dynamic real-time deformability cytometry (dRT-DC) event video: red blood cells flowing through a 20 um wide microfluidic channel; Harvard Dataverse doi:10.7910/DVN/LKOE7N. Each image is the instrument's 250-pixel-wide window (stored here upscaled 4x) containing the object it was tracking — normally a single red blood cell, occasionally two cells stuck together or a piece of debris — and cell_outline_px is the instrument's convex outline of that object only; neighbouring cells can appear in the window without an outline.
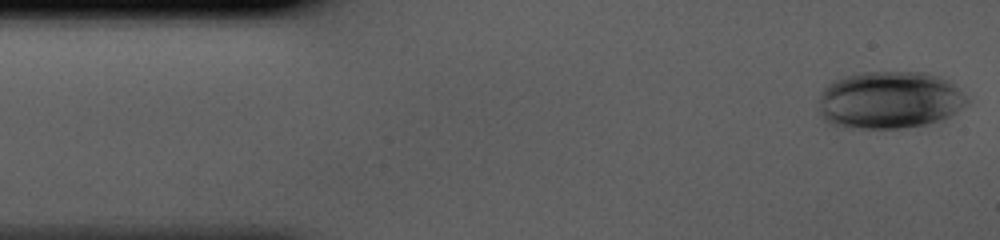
{"species": "human", "species_latin": "Homo sapiens", "temperature_condition": "cold", "stored_images_in_passage": 7, "camera_frame_rate_fps": 3000, "um_per_image_px": 0.085, "donor": {"sex": "male"}, "frame": {"image": 1, "passage_image": 1, "time_ms": 0.0, "image_size_px": [1000, 240], "cell_outline_px": [[968, 100], [956, 112], [940, 120], [928, 124], [900, 128], [840, 128], [828, 124], [820, 116], [816, 108], [820, 92], [832, 80], [844, 76], [864, 72], [924, 72], [940, 76], [948, 80]], "centroid_in_image_um": [75.49, 8.51], "position_along_channel_um": 9.5, "area_um2": 50.17}}